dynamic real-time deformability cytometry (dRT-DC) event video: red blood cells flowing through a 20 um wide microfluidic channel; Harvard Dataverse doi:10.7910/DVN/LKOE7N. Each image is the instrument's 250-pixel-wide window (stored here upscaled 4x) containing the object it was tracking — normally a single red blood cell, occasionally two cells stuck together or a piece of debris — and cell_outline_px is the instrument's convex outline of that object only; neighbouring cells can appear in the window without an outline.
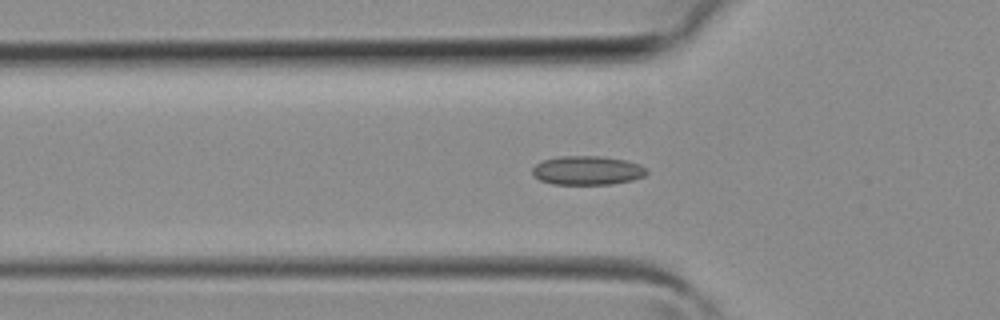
{"species": "common noctule bat (a hibernating species)", "species_latin": "Nyctalus noctula", "temperature_condition": "room temperature", "stored_images_in_passage": 35, "camera_frame_rate_fps": 3000, "um_per_image_px": 0.085, "animal": {"sex": "female", "body_mass_g": 19.3, "forearm_length_mm": 54.1}, "frame": {"image": 1, "passage_image": 8, "time_ms": 2.333, "image_size_px": [1000, 320], "cell_outline_px": [[648, 172], [644, 176], [632, 180], [612, 184], [552, 184], [540, 180], [532, 176], [532, 168], [536, 164], [544, 160], [560, 156], [604, 156], [624, 160], [640, 164], [648, 168]], "centroid_in_image_um": [49.93, 14.48], "position_along_channel_um": 75.9, "area_um2": 19.42}}
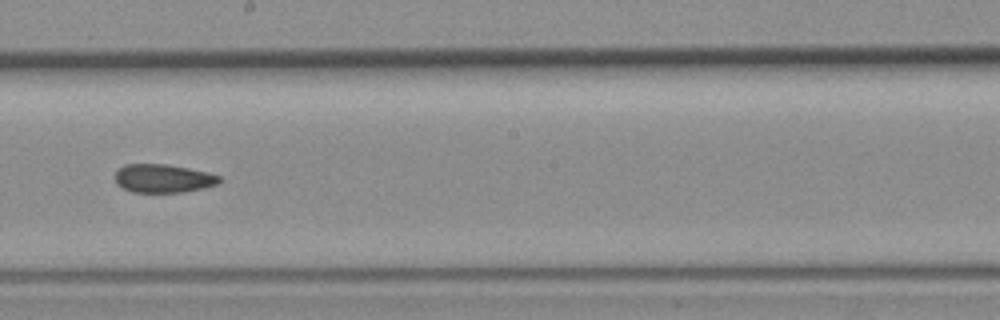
{"frame": {"image": 2, "passage_image": 17, "time_ms": 5.333, "image_size_px": [1000, 320], "cell_outline_px": [[220, 184], [204, 188], [184, 192], [132, 192], [116, 184], [116, 172], [124, 164], [164, 164], [188, 168], [208, 172], [220, 176]], "centroid_in_image_um": [13.9, 15.17], "position_along_channel_um": 234.3, "area_um2": 17.28}}
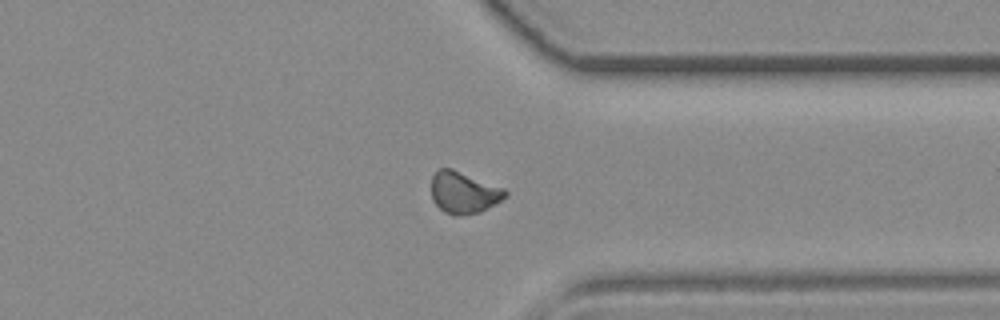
{"frame": {"image": 3, "passage_image": 25, "time_ms": 8.0, "image_size_px": [1000, 320], "cell_outline_px": [[508, 196], [480, 212], [460, 216], [452, 216], [444, 212], [432, 200], [432, 176], [440, 168], [452, 168], [504, 188], [508, 192]], "centroid_in_image_um": [39.42, 16.37], "position_along_channel_um": 372.0, "area_um2": 18.03}}